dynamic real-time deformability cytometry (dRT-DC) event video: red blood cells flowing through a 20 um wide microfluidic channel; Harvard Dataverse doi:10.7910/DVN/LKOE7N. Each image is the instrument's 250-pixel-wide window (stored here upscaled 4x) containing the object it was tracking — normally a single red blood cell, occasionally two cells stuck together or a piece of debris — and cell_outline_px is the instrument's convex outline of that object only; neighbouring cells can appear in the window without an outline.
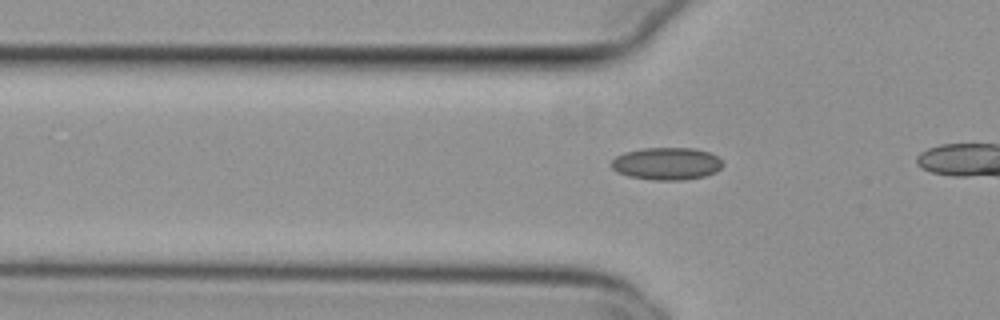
{"species": "common noctule bat (a hibernating species)", "species_latin": "Nyctalus noctula", "temperature_condition": "cold", "stored_images_in_passage": 7, "camera_frame_rate_fps": 3000, "um_per_image_px": 0.085, "animal": {"sex": "female", "body_mass_g": 29.2, "forearm_length_mm": 56.3}, "frame": {"image": 1, "passage_image": 4, "time_ms": 1.0, "image_size_px": [1000, 320], "cell_outline_px": [[724, 164], [716, 172], [704, 176], [684, 180], [656, 180], [628, 176], [616, 172], [612, 168], [612, 160], [616, 156], [624, 152], [644, 148], [696, 148], [708, 152], [716, 156]], "centroid_in_image_um": [56.66, 13.91], "position_along_channel_um": 69.1, "area_um2": 21.04}}